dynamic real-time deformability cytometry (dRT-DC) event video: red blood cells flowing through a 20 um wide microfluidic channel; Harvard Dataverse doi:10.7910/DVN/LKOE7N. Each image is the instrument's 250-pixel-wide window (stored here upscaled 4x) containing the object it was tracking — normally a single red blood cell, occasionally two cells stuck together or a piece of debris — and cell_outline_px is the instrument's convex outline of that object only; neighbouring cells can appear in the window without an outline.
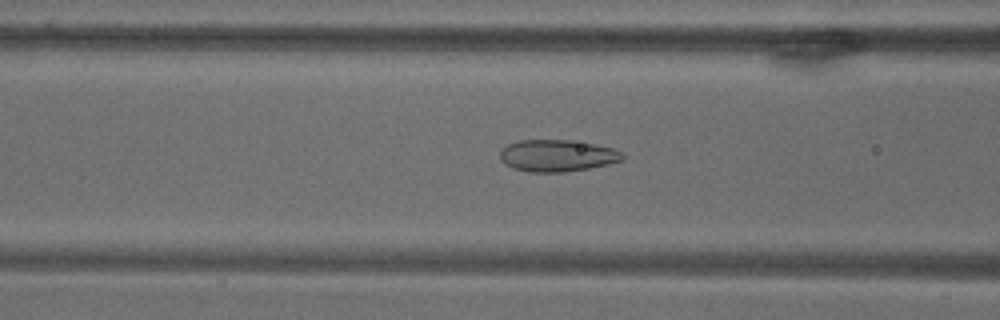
{"species": "common noctule bat (a hibernating species)", "species_latin": "Nyctalus noctula", "temperature_condition": "warm", "stored_images_in_passage": 66, "camera_frame_rate_fps": 3000, "um_per_image_px": 0.085, "animal": {"sex": "male", "body_mass_g": 18.8}, "frame": {"image": 1, "passage_image": 30, "time_ms": 9.667, "image_size_px": [1000, 320], "cell_outline_px": [[624, 160], [608, 164], [588, 168], [564, 172], [528, 172], [512, 168], [504, 164], [500, 160], [500, 152], [508, 144], [516, 140], [572, 140], [612, 148], [620, 152], [624, 156]], "centroid_in_image_um": [47.32, 13.23], "position_along_channel_um": 119.3, "area_um2": 22.72}}
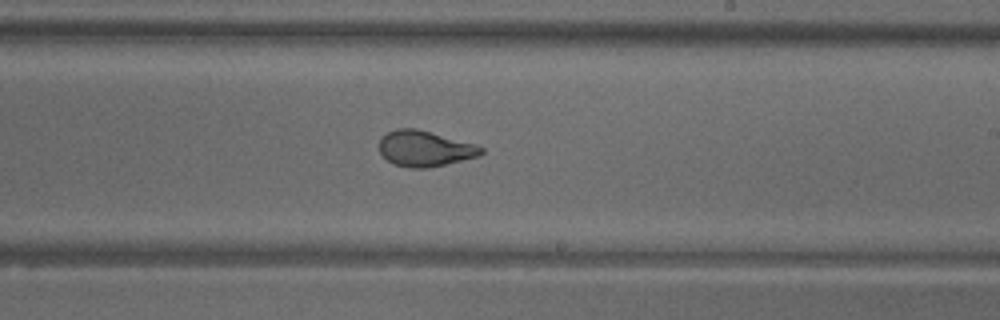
{"frame": {"image": 2, "passage_image": 44, "time_ms": 14.333, "image_size_px": [1000, 320], "cell_outline_px": [[484, 152], [480, 156], [428, 168], [408, 168], [396, 164], [388, 160], [380, 152], [380, 140], [388, 132], [396, 128], [416, 128], [476, 144], [484, 148]], "centroid_in_image_um": [36.15, 12.63], "position_along_channel_um": 252.9, "area_um2": 21.1}}
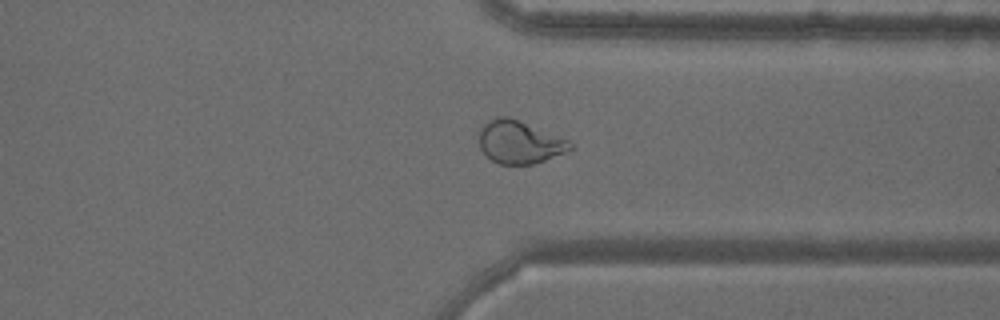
{"frame": {"image": 3, "passage_image": 56, "time_ms": 18.333, "image_size_px": [1000, 320], "cell_outline_px": [[572, 148], [564, 152], [544, 160], [532, 164], [500, 164], [492, 160], [480, 148], [480, 128], [488, 120], [496, 116], [508, 116], [568, 140], [572, 144]], "centroid_in_image_um": [44.12, 12.07], "position_along_channel_um": 367.3, "area_um2": 22.25}}